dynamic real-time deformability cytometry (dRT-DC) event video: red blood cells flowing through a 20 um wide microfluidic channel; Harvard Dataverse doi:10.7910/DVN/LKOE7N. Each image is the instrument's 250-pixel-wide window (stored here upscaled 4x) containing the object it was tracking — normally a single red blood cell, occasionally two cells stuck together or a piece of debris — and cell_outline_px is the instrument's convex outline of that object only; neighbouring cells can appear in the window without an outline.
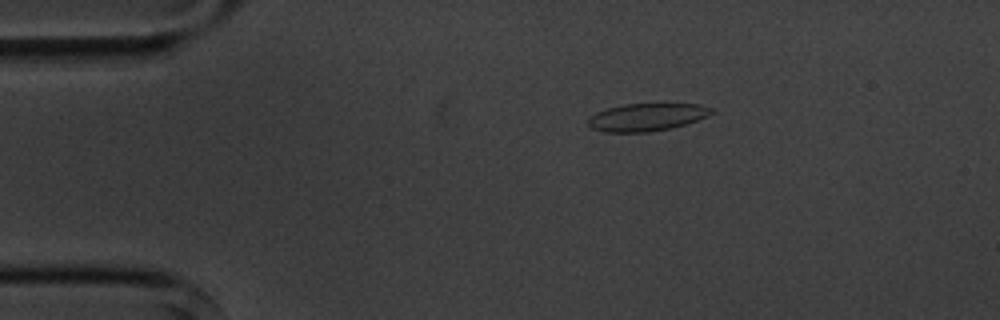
{"species": "common noctule bat (a hibernating species)", "species_latin": "Nyctalus noctula", "temperature_condition": "cold", "stored_images_in_passage": 7, "camera_frame_rate_fps": 3000, "um_per_image_px": 0.085, "animal": {"sex": "male", "body_mass_g": 20.1, "forearm_length_mm": 53.5}, "frame": {"image": 1, "passage_image": 1, "time_ms": 0.0, "image_size_px": [1000, 320], "cell_outline_px": [[712, 112], [708, 116], [672, 128], [648, 132], [604, 132], [592, 128], [588, 124], [588, 120], [596, 112], [608, 108], [624, 104], [700, 104], [712, 108]], "centroid_in_image_um": [54.97, 9.96], "position_along_channel_um": 30.0, "area_um2": 19.65}}
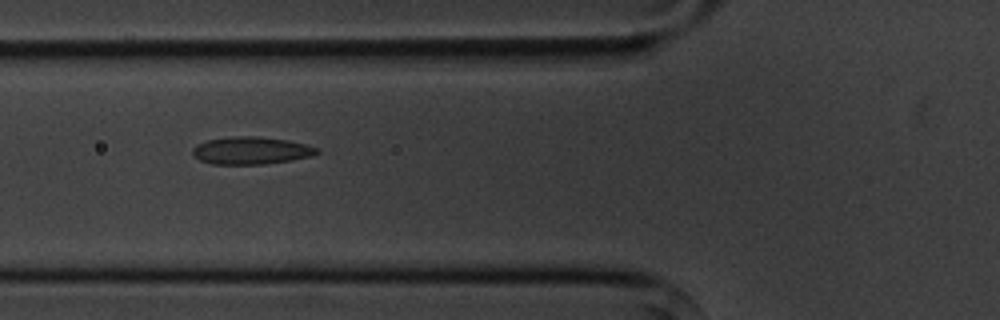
{"frame": {"image": 2, "passage_image": 4, "time_ms": 3.333, "image_size_px": [1000, 320], "cell_outline_px": [[320, 152], [312, 156], [292, 160], [264, 164], [212, 164], [200, 160], [192, 156], [192, 148], [196, 144], [208, 140], [232, 136], [256, 136], [288, 140], [304, 144], [316, 148]], "centroid_in_image_um": [21.31, 12.8], "position_along_channel_um": 104.5, "area_um2": 19.94}}
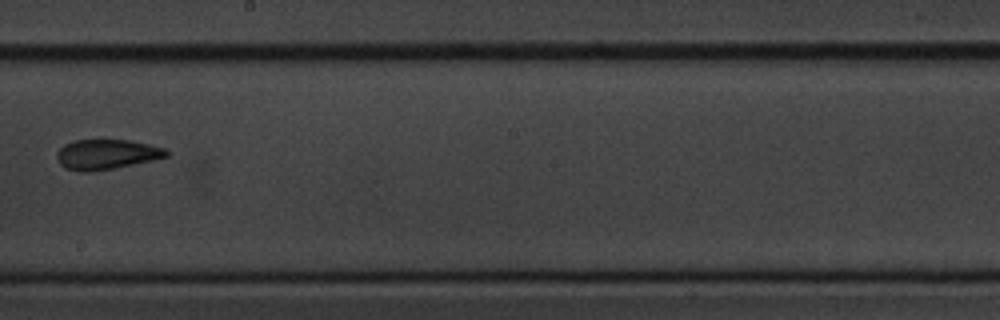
{"frame": {"image": 3, "passage_image": 7, "time_ms": 7.0, "image_size_px": [1000, 320], "cell_outline_px": [[172, 152], [168, 156], [152, 160], [92, 172], [80, 172], [64, 168], [56, 160], [56, 152], [64, 144], [72, 140], [128, 140], [148, 144], [164, 148]], "centroid_in_image_um": [9.01, 13.12], "position_along_channel_um": 239.2, "area_um2": 19.25}}